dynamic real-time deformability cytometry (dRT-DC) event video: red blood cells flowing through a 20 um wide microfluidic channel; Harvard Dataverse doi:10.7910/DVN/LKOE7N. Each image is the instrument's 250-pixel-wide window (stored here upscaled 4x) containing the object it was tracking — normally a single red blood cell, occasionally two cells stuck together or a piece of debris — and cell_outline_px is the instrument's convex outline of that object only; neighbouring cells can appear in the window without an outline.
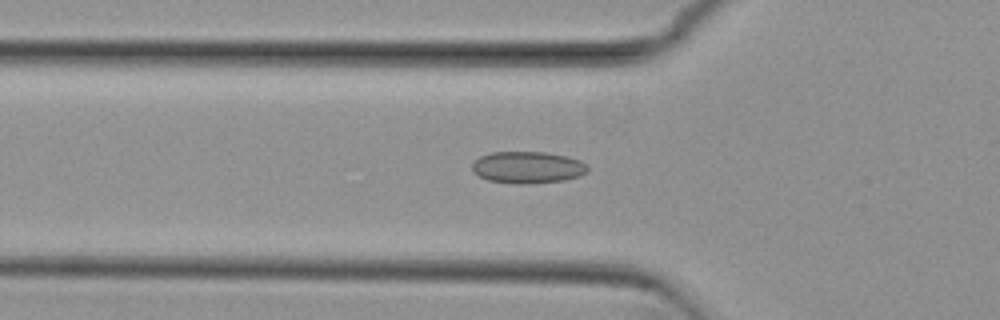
{"species": "common noctule bat (a hibernating species)", "species_latin": "Nyctalus noctula", "temperature_condition": "cold", "stored_images_in_passage": 53, "camera_frame_rate_fps": 3000, "um_per_image_px": 0.085, "animal": {"sex": "female", "body_mass_g": 29.2, "forearm_length_mm": 56.3}, "frame": {"image": 1, "passage_image": 18, "time_ms": 5.667, "image_size_px": [1000, 320], "cell_outline_px": [[588, 172], [580, 176], [564, 180], [532, 184], [516, 184], [488, 180], [472, 172], [472, 164], [480, 156], [492, 152], [544, 152], [564, 156], [580, 160], [588, 168]], "centroid_in_image_um": [44.84, 14.24], "position_along_channel_um": 81.0, "area_um2": 21.44}}
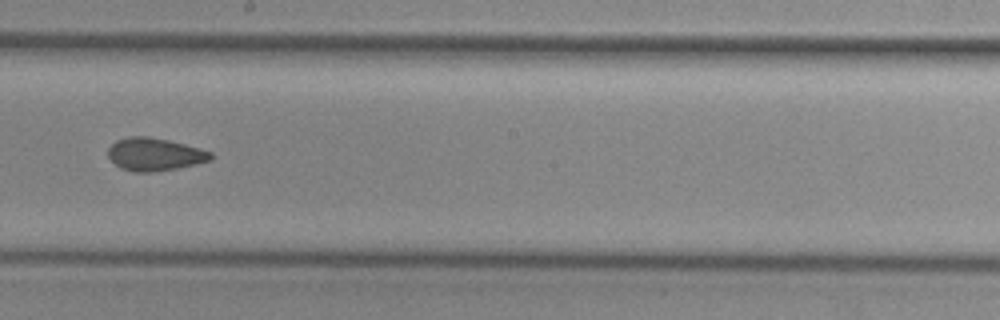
{"frame": {"image": 2, "passage_image": 30, "time_ms": 9.667, "image_size_px": [1000, 320], "cell_outline_px": [[212, 160], [180, 168], [152, 172], [132, 172], [120, 168], [108, 156], [108, 148], [116, 140], [128, 136], [148, 136], [168, 140], [184, 144], [212, 152]], "centroid_in_image_um": [13.14, 13.12], "position_along_channel_um": 235.1, "area_um2": 19.71}}
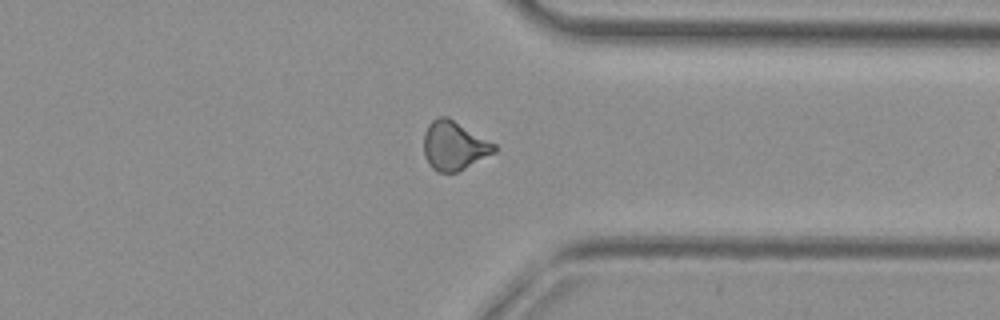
{"frame": {"image": 3, "passage_image": 41, "time_ms": 13.333, "image_size_px": [1000, 320], "cell_outline_px": [[496, 152], [456, 172], [436, 172], [428, 164], [424, 156], [424, 132], [428, 124], [432, 120], [440, 116], [448, 116], [496, 144]], "centroid_in_image_um": [38.58, 12.37], "position_along_channel_um": 372.8, "area_um2": 20.17}, "authors_computed_cell_mechanics": {"area_um2": 20.0566, "velocity_mm_per_s": 3.8354, "shape_relaxation_time_tau1_ms": null, "shape_relaxation_time_tau2_ms": 2.0732, "deformation_change_tau1": null, "deformation_change_tau2": 0.0659}}